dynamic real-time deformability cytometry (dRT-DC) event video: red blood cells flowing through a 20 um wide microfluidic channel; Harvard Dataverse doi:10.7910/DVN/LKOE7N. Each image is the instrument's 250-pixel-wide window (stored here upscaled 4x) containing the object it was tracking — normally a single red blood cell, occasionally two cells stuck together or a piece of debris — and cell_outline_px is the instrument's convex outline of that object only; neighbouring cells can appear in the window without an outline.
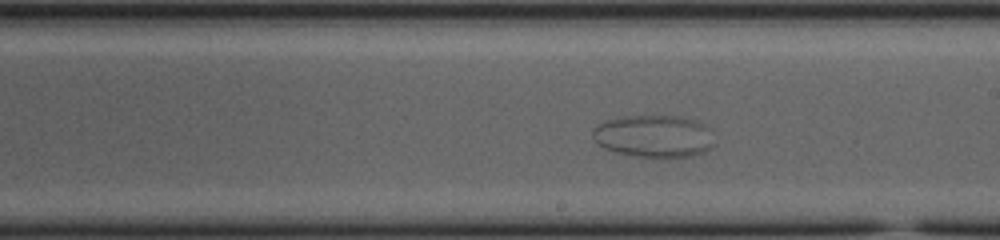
{"species": "common noctule bat (a hibernating species)", "species_latin": "Nyctalus noctula", "temperature_condition": "cold", "stored_images_in_passage": 43, "camera_frame_rate_fps": 3000, "um_per_image_px": 0.085, "animal": {"sex": "female", "body_mass_g": 23.0, "forearm_length_mm": 53.4}, "frame": {"image": 1, "passage_image": 25, "time_ms": 8.0, "image_size_px": [1000, 240], "cell_outline_px": [[716, 144], [704, 152], [672, 160], [636, 156], [616, 152], [604, 148], [592, 136], [592, 128], [596, 124], [608, 120], [624, 116], [684, 116], [696, 120], [704, 124]], "centroid_in_image_um": [55.6, 11.6], "position_along_channel_um": 233.4, "area_um2": 30.52}}